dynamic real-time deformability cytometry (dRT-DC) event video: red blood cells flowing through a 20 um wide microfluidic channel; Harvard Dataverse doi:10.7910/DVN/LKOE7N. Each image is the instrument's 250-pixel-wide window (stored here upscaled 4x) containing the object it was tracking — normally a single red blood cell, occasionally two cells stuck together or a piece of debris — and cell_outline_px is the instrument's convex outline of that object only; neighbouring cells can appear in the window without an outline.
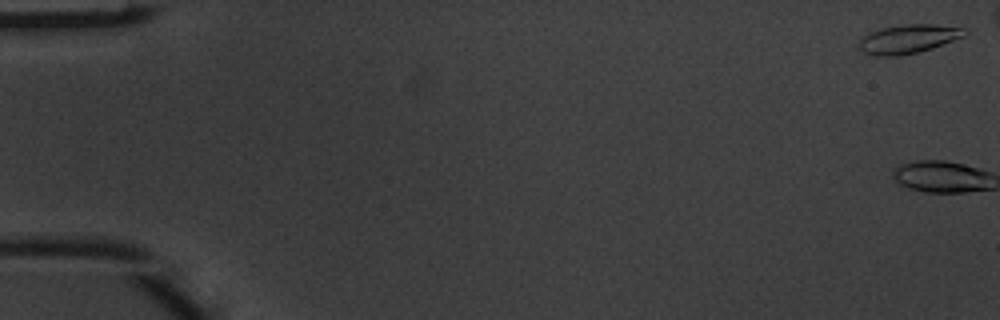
{"species": "common noctule bat (a hibernating species)", "species_latin": "Nyctalus noctula", "temperature_condition": "warm", "stored_images_in_passage": 6, "camera_frame_rate_fps": 3000, "um_per_image_px": 0.085, "animal": {"sex": "male", "body_mass_g": 20.1, "forearm_length_mm": 53.5}, "frame": {"image": 1, "passage_image": 1, "time_ms": 0.0, "image_size_px": [1000, 320], "cell_outline_px": [[968, 32], [964, 36], [932, 48], [900, 56], [876, 56], [864, 52], [860, 48], [860, 40], [868, 32], [880, 28], [908, 24], [936, 24], [964, 28]], "centroid_in_image_um": [77.21, 3.3], "position_along_channel_um": 7.8, "area_um2": 17.63}}